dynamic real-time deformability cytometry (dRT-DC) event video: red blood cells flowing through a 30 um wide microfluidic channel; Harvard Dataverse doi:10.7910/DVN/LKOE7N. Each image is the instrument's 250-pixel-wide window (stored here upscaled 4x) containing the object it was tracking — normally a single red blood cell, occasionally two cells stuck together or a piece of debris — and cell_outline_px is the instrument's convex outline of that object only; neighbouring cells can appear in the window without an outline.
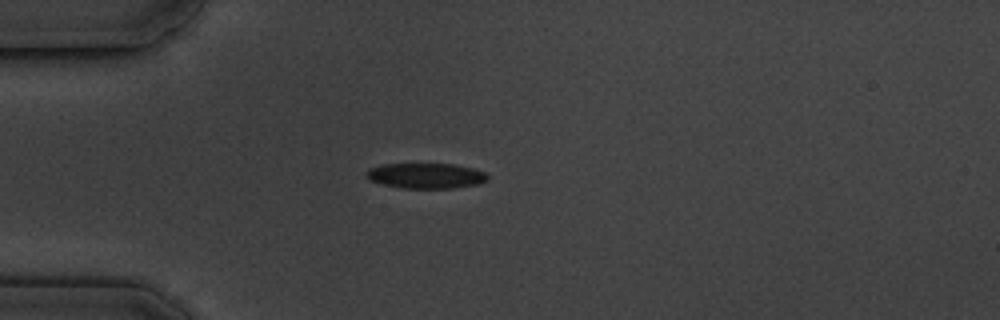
{"species": "common noctule bat (a hibernating species)", "species_latin": "Nyctalus noctula", "temperature_condition": "cold", "stored_images_in_passage": 1, "camera_frame_rate_fps": 3000, "um_per_image_px": 0.085, "animal": {"sex": "male", "body_mass_g": 19.5, "forearm_length_mm": 54.6}, "frame": {"image": 1, "passage_image": 1, "time_ms": 0.0, "image_size_px": [1000, 320], "cell_outline_px": [[488, 180], [476, 184], [452, 188], [404, 188], [384, 184], [372, 180], [364, 172], [368, 168], [380, 164], [456, 164], [472, 168], [484, 172], [488, 176]], "centroid_in_image_um": [36.2, 14.92], "position_along_channel_um": 48.8, "area_um2": 17.74}}